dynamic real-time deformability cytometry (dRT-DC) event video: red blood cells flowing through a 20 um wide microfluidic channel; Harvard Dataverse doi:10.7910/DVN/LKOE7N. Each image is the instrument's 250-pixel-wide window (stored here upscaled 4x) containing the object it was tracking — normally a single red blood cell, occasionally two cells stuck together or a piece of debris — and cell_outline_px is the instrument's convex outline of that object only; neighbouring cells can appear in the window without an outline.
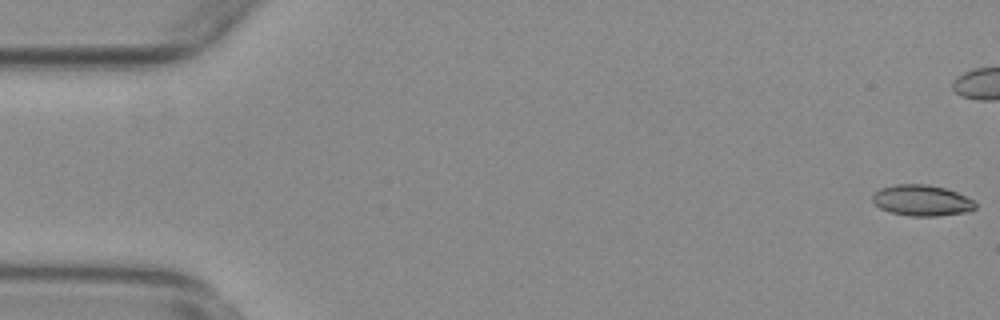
{"species": "common noctule bat (a hibernating species)", "species_latin": "Nyctalus noctula", "temperature_condition": "warm", "stored_images_in_passage": 44, "camera_frame_rate_fps": 3000, "um_per_image_px": 0.085, "animal": {"sex": "female", "body_mass_g": 29.2, "forearm_length_mm": 56.3}, "frame": {"image": 1, "passage_image": 1, "time_ms": 0.0, "image_size_px": [1000, 320], "cell_outline_px": [[976, 208], [968, 212], [940, 216], [908, 216], [888, 212], [880, 208], [872, 200], [872, 196], [880, 188], [892, 184], [928, 184], [944, 188], [956, 192], [976, 200]], "centroid_in_image_um": [78.37, 17.04], "position_along_channel_um": 6.6, "area_um2": 18.84}}
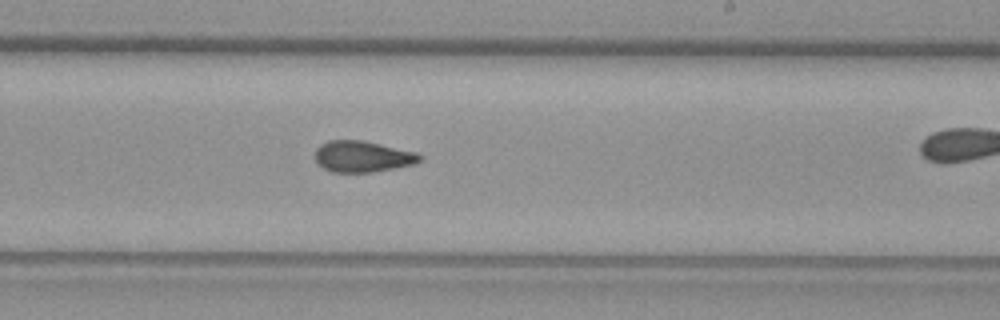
{"frame": {"image": 2, "passage_image": 33, "time_ms": 10.667, "image_size_px": [1000, 320], "cell_outline_px": [[424, 160], [416, 164], [396, 168], [372, 172], [332, 172], [324, 168], [316, 160], [316, 148], [320, 144], [328, 140], [364, 140], [416, 152]], "centroid_in_image_um": [30.85, 13.3], "position_along_channel_um": 258.2, "area_um2": 19.13}}
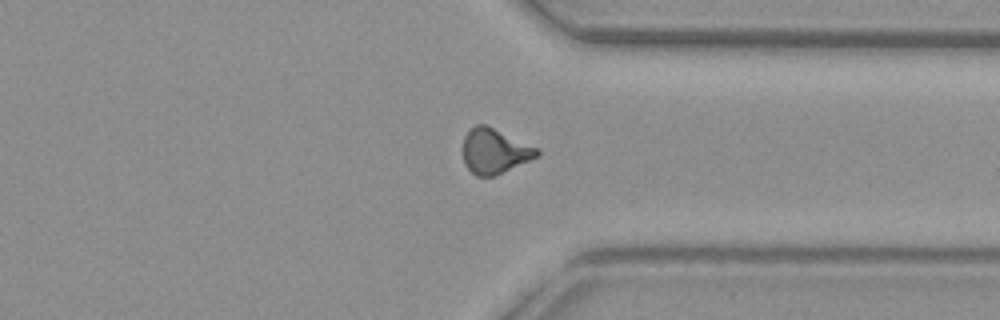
{"frame": {"image": 3, "passage_image": 42, "time_ms": 13.667, "image_size_px": [1000, 320], "cell_outline_px": [[540, 156], [496, 176], [476, 176], [464, 164], [464, 136], [476, 124], [484, 124], [540, 148]], "centroid_in_image_um": [42.09, 12.86], "position_along_channel_um": 369.3, "area_um2": 19.48}}